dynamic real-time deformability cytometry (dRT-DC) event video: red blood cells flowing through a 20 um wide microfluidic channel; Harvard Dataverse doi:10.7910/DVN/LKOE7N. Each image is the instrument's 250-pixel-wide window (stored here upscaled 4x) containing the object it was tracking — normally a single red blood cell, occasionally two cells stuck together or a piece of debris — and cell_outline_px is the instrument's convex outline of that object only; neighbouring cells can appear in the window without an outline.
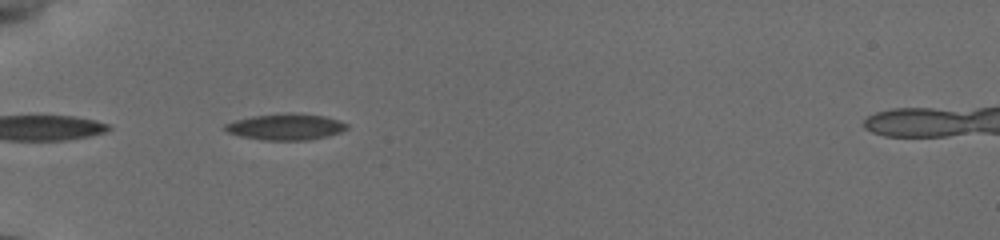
{"species": "common noctule bat (a hibernating species)", "species_latin": "Nyctalus noctula", "temperature_condition": "cold", "stored_images_in_passage": 29, "camera_frame_rate_fps": 3000, "um_per_image_px": 0.085, "animal": {"sex": "female", "body_mass_g": 19.5, "forearm_length_mm": 54.1}, "frame": {"image": 1, "passage_image": 1, "time_ms": 0.0, "image_size_px": [1000, 240], "cell_outline_px": [[348, 128], [340, 132], [328, 136], [308, 140], [264, 140], [240, 136], [228, 132], [224, 128], [224, 124], [236, 120], [252, 116], [288, 112], [296, 112], [324, 116], [340, 120], [348, 124]], "centroid_in_image_um": [24.31, 10.77], "position_along_channel_um": 60.7, "area_um2": 18.79}}
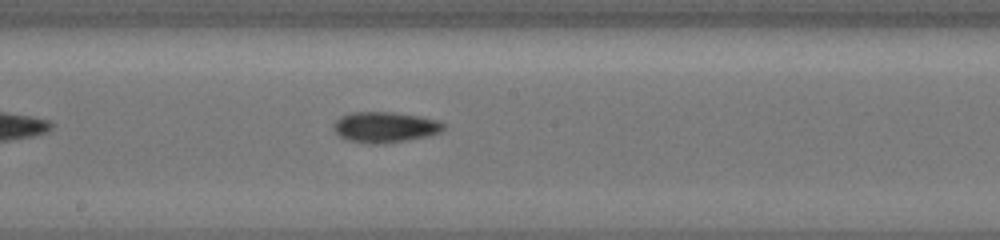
{"frame": {"image": 2, "passage_image": 15, "time_ms": 4.333, "image_size_px": [1000, 240], "cell_outline_px": [[444, 128], [440, 132], [428, 136], [380, 144], [372, 144], [348, 140], [340, 136], [332, 128], [332, 124], [340, 116], [352, 112], [392, 112], [420, 116], [436, 120], [444, 124]], "centroid_in_image_um": [32.68, 10.8], "position_along_channel_um": 215.5, "area_um2": 19.54}}
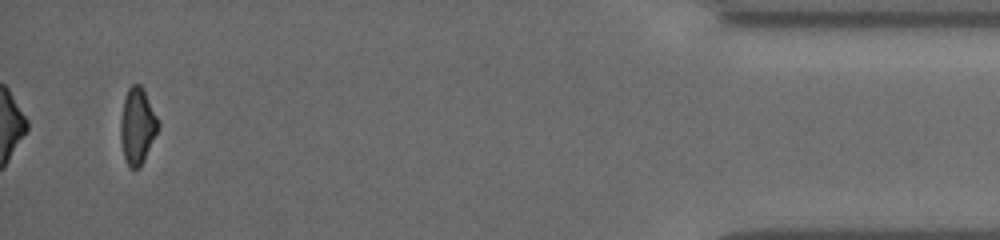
{"frame": {"image": 3, "passage_image": 29, "time_ms": 11.333, "image_size_px": [1000, 240], "cell_outline_px": [[160, 124], [144, 160], [140, 168], [128, 168], [124, 156], [120, 140], [120, 120], [124, 100], [128, 88], [132, 84], [140, 84], [144, 88]], "centroid_in_image_um": [11.66, 10.7], "position_along_channel_um": 423.5, "area_um2": 16.7}, "authors_computed_cell_mechanics": {"area_um2": 18.0336, "velocity_mm_per_s": 3.8637, "shape_relaxation_time_tau1_ms": 2.7419, "shape_relaxation_time_tau2_ms": 3.7527, "deformation_change_tau1": 0.1097, "deformation_change_tau2": 0.1005}}